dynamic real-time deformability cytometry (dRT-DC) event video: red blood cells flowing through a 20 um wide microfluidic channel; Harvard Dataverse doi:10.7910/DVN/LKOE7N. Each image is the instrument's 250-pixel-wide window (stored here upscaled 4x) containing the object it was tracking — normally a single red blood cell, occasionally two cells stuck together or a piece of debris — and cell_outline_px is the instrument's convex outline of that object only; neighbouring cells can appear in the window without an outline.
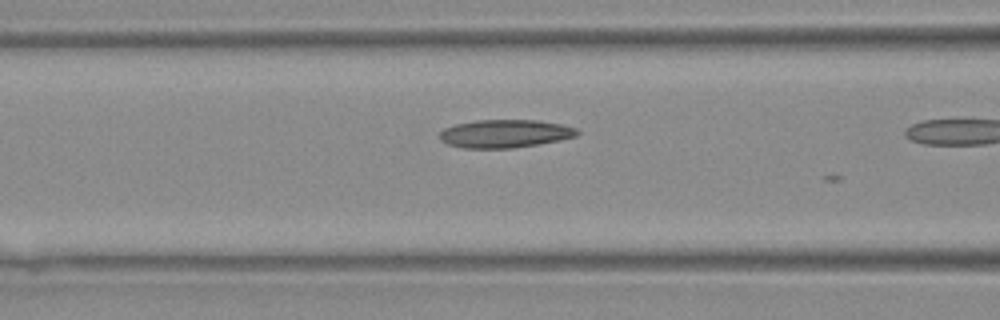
{"species": "Egyptian fruit bat (a non-hibernating species)", "species_latin": "Rousettus aegyptiacus", "temperature_condition": "warm", "stored_images_in_passage": 5, "camera_frame_rate_fps": 3000, "um_per_image_px": 0.085, "animal": {"sex": "female"}, "frame": {"image": 1, "passage_image": 4, "time_ms": 1.0, "image_size_px": [1000, 320], "cell_outline_px": [[580, 132], [576, 136], [560, 140], [512, 148], [464, 148], [448, 144], [440, 140], [440, 132], [444, 128], [456, 124], [476, 120], [536, 120], [560, 124], [576, 128]], "centroid_in_image_um": [42.91, 11.36], "position_along_channel_um": 123.7, "area_um2": 22.37}}